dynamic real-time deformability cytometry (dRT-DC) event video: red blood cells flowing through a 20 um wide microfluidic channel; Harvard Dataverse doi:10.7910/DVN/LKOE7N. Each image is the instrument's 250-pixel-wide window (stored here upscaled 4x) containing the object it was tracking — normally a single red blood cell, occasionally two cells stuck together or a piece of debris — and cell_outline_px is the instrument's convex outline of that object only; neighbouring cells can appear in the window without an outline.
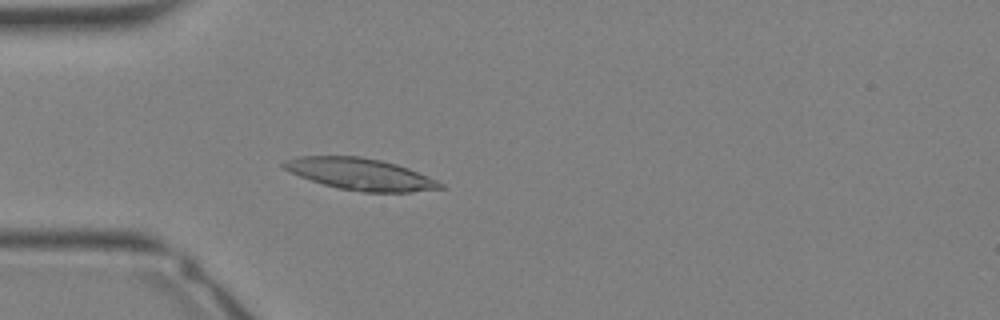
{"species": "Egyptian fruit bat (a non-hibernating species)", "species_latin": "Rousettus aegyptiacus", "temperature_condition": "warm", "stored_images_in_passage": 35, "camera_frame_rate_fps": 3000, "um_per_image_px": 0.085, "animal": {"sex": "female"}, "frame": {"image": 1, "passage_image": 11, "time_ms": 3.333, "image_size_px": [1000, 320], "cell_outline_px": [[444, 188], [412, 192], [364, 192], [340, 188], [324, 184], [300, 176], [284, 168], [280, 164], [284, 160], [300, 156], [360, 156], [380, 160], [396, 164], [408, 168], [436, 180], [444, 184]], "centroid_in_image_um": [30.64, 14.79], "position_along_channel_um": 54.4, "area_um2": 28.61}}
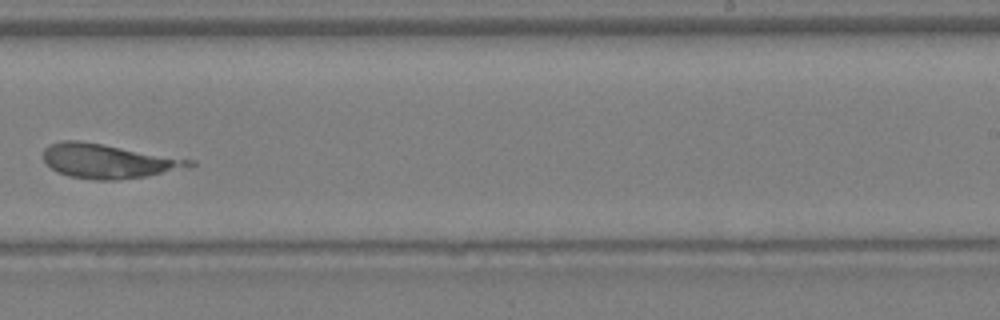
{"frame": {"image": 2, "passage_image": 23, "time_ms": 7.333, "image_size_px": [1000, 320], "cell_outline_px": [[196, 164], [144, 176], [116, 180], [96, 180], [68, 176], [56, 172], [44, 160], [44, 148], [48, 144], [60, 140], [76, 140], [196, 160]], "centroid_in_image_um": [9.11, 13.68], "position_along_channel_um": 279.9, "area_um2": 28.61}}
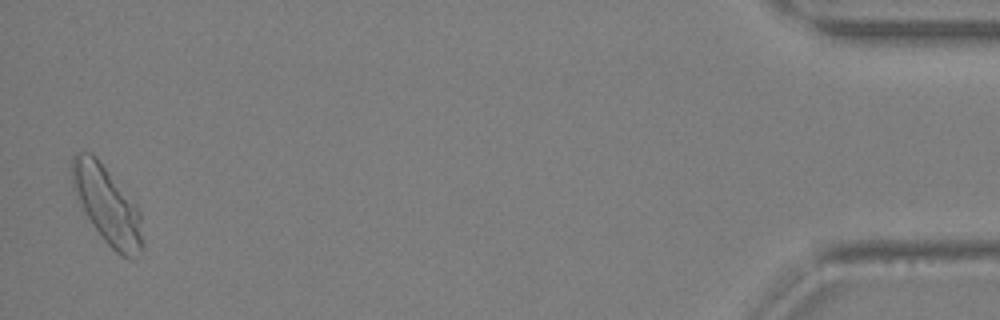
{"frame": {"image": 3, "passage_image": 35, "time_ms": 11.333, "image_size_px": [1000, 320], "cell_outline_px": [[144, 252], [132, 260], [128, 260], [120, 256], [104, 240], [92, 224], [72, 188], [72, 156], [76, 152], [88, 152], [96, 156], [136, 204], [140, 212], [144, 244]], "centroid_in_image_um": [9.15, 17.49], "position_along_channel_um": 426.0, "area_um2": 32.02}}